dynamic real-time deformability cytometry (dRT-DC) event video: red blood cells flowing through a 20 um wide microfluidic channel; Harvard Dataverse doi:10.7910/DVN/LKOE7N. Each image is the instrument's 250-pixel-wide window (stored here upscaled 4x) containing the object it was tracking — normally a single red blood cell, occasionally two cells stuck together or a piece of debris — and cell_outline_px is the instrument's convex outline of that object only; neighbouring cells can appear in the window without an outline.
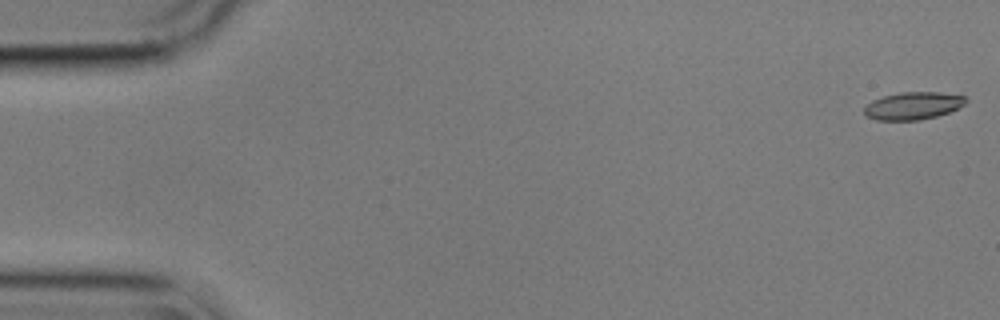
{"species": "common noctule bat (a hibernating species)", "species_latin": "Nyctalus noctula", "temperature_condition": "cold", "stored_images_in_passage": 56, "camera_frame_rate_fps": 3000, "um_per_image_px": 0.085, "animal": {"sex": "male", "body_mass_g": 17.9}, "frame": {"image": 1, "passage_image": 1, "time_ms": 0.0, "image_size_px": [1000, 320], "cell_outline_px": [[968, 100], [964, 104], [948, 112], [936, 116], [920, 120], [876, 120], [868, 116], [864, 112], [864, 108], [872, 100], [884, 96], [900, 92], [940, 92], [964, 96]], "centroid_in_image_um": [77.6, 8.98], "position_along_channel_um": 7.4, "area_um2": 16.13}}
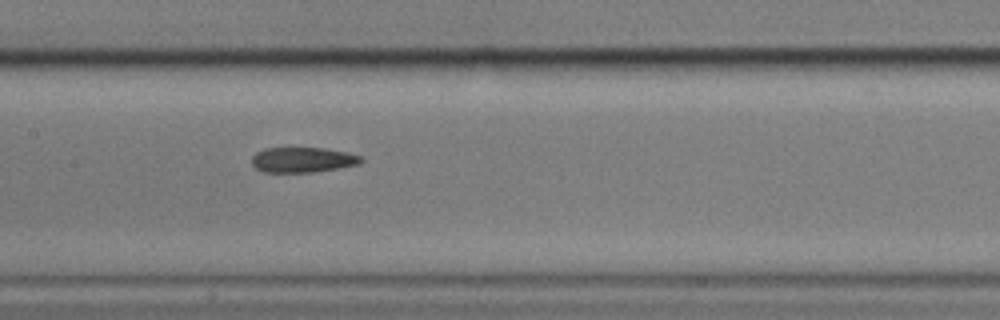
{"frame": {"image": 2, "passage_image": 27, "time_ms": 8.667, "image_size_px": [1000, 320], "cell_outline_px": [[364, 160], [360, 164], [340, 168], [312, 172], [264, 172], [256, 168], [252, 164], [252, 156], [256, 152], [264, 148], [324, 148], [348, 152], [360, 156]], "centroid_in_image_um": [25.74, 13.58], "position_along_channel_um": 181.7, "area_um2": 16.13}}
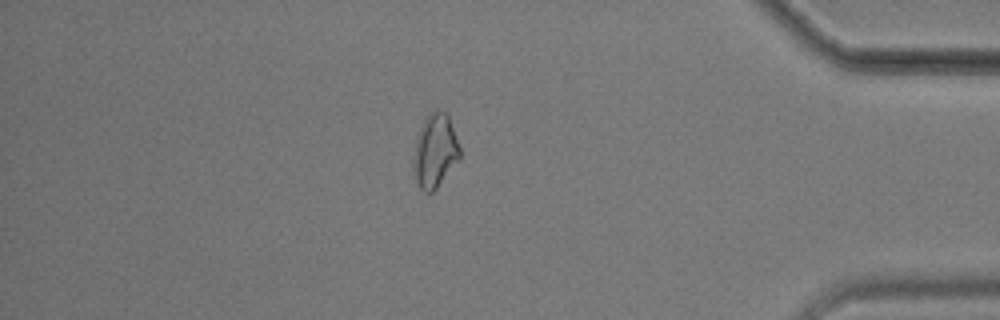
{"frame": {"image": 3, "passage_image": 48, "time_ms": 15.667, "image_size_px": [1000, 320], "cell_outline_px": [[460, 160], [436, 188], [432, 192], [424, 192], [420, 188], [416, 180], [412, 168], [412, 164], [416, 136], [428, 112], [436, 108], [440, 108], [448, 116], [460, 148]], "centroid_in_image_um": [36.96, 12.81], "position_along_channel_um": 398.2, "area_um2": 20.11}, "authors_computed_cell_mechanics": {"area_um2": 17.0221, "velocity_mm_per_s": 3.586, "shape_relaxation_time_tau1_ms": null, "shape_relaxation_time_tau2_ms": 5.9658, "deformation_change_tau1": null, "deformation_change_tau2": 0.1308}}